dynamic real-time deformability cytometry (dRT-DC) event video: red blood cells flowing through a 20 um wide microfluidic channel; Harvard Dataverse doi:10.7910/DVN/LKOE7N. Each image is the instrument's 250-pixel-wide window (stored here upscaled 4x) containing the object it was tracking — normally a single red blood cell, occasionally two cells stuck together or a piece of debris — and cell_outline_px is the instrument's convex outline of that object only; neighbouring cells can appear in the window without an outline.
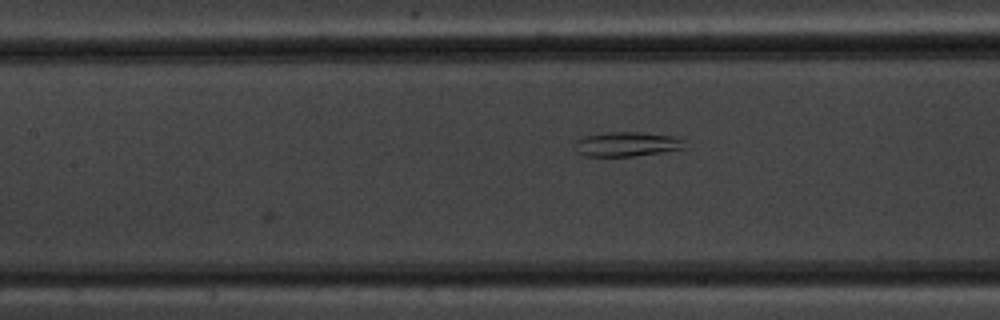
{"species": "common noctule bat (a hibernating species)", "species_latin": "Nyctalus noctula", "temperature_condition": "warm", "stored_images_in_passage": 4, "camera_frame_rate_fps": 3000, "um_per_image_px": 0.085, "animal": {"sex": "male", "body_mass_g": 20.1, "forearm_length_mm": 53.5}, "frame": {"image": 1, "passage_image": 4, "time_ms": 4.333, "image_size_px": [1000, 320], "cell_outline_px": [[684, 148], [636, 156], [584, 156], [576, 152], [576, 140], [584, 136], [604, 132], [640, 132], [672, 136], [680, 140]], "centroid_in_image_um": [53.18, 12.25], "position_along_channel_um": 154.2, "area_um2": 15.43}}